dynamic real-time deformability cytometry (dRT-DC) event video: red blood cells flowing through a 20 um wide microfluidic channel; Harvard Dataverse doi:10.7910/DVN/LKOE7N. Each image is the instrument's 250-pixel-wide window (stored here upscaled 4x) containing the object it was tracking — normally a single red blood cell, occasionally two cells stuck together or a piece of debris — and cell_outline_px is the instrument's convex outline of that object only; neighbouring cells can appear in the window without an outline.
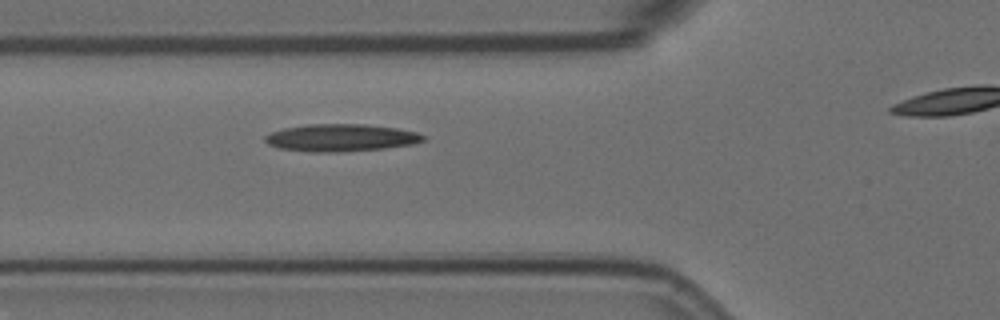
{"species": "Egyptian fruit bat (a non-hibernating species)", "species_latin": "Rousettus aegyptiacus", "temperature_condition": "room temperature", "stored_images_in_passage": 4, "segment_of_instrument_passage": [1, 2], "camera_frame_rate_fps": 3000, "um_per_image_px": 0.085, "animal": {"sex": "female"}, "frame": {"image": 1, "passage_image": 3, "time_ms": 0.667, "image_size_px": [1000, 320], "cell_outline_px": [[424, 140], [412, 144], [384, 148], [336, 152], [308, 152], [280, 148], [268, 144], [264, 140], [264, 136], [272, 132], [284, 128], [308, 124], [364, 124], [396, 128], [416, 132], [424, 136]], "centroid_in_image_um": [28.94, 11.7], "position_along_channel_um": 96.9, "area_um2": 25.03}}